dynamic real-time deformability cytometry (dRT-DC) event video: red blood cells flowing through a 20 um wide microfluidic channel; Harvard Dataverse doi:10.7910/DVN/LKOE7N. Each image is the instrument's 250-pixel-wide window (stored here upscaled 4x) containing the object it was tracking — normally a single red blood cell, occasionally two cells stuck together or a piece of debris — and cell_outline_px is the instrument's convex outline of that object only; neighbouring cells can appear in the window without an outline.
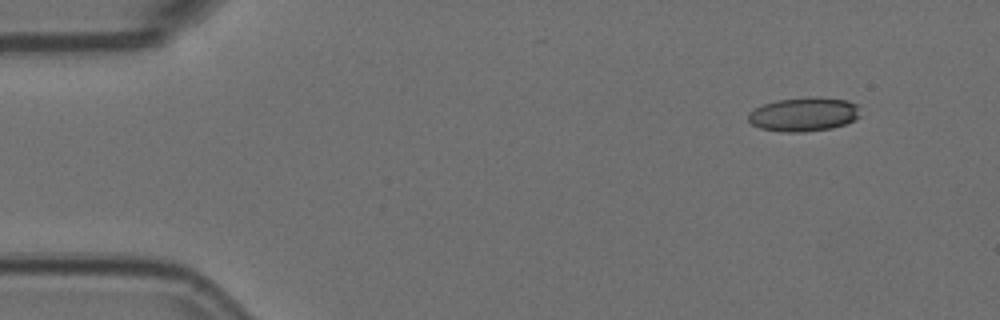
{"species": "Egyptian fruit bat (a non-hibernating species)", "species_latin": "Rousettus aegyptiacus", "temperature_condition": "room temperature", "stored_images_in_passage": 3, "camera_frame_rate_fps": 3000, "um_per_image_px": 0.085, "animal": {"sex": "female"}, "frame": {"image": 1, "passage_image": 1, "time_ms": 0.0, "image_size_px": [1000, 320], "cell_outline_px": [[860, 116], [844, 124], [832, 128], [804, 132], [784, 132], [760, 128], [752, 124], [748, 120], [748, 112], [764, 104], [776, 100], [816, 96], [848, 100], [856, 104]], "centroid_in_image_um": [68.31, 9.71], "position_along_channel_um": 16.7, "area_um2": 22.14}}